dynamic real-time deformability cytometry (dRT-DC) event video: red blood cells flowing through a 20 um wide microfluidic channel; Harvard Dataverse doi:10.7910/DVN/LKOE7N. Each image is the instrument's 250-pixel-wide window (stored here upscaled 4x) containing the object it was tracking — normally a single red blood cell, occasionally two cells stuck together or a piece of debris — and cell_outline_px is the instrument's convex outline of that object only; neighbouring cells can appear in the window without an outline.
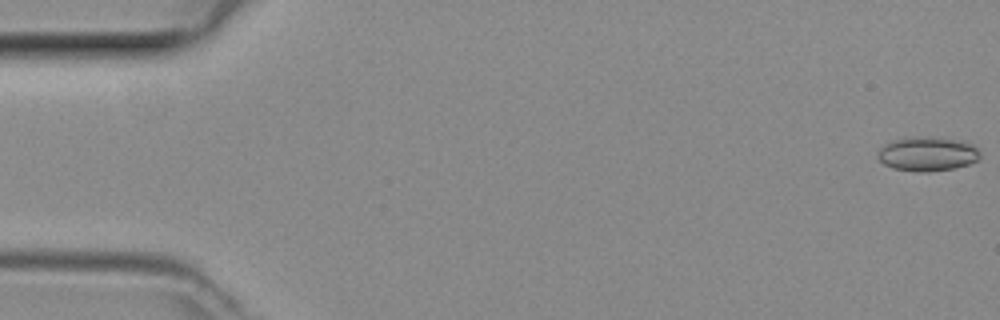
{"species": "common noctule bat (a hibernating species)", "species_latin": "Nyctalus noctula", "temperature_condition": "room temperature", "stored_images_in_passage": 48, "camera_frame_rate_fps": 3000, "um_per_image_px": 0.085, "animal": {"sex": "female", "body_mass_g": 29.2, "forearm_length_mm": 56.3}, "frame": {"image": 1, "passage_image": 1, "time_ms": 0.0, "image_size_px": [1000, 320], "cell_outline_px": [[980, 156], [976, 160], [968, 164], [952, 168], [924, 172], [920, 172], [892, 168], [884, 164], [876, 156], [880, 148], [884, 144], [892, 140], [920, 136], [960, 140], [972, 144], [980, 152]], "centroid_in_image_um": [78.8, 13.08], "position_along_channel_um": 6.2, "area_um2": 20.23}}
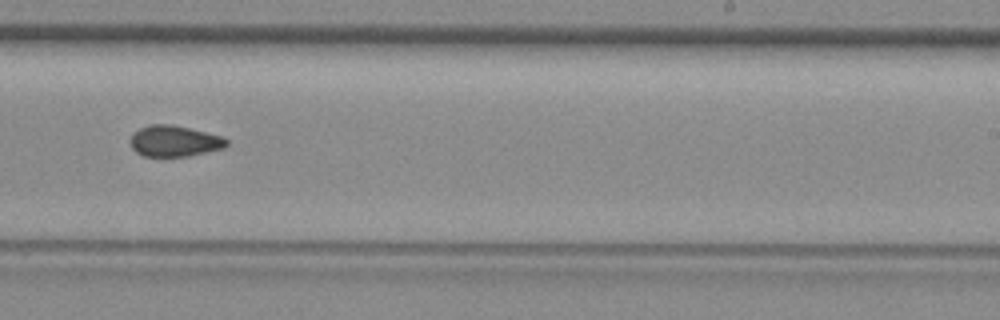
{"frame": {"image": 2, "passage_image": 30, "time_ms": 9.667, "image_size_px": [1000, 320], "cell_outline_px": [[228, 144], [224, 148], [188, 156], [144, 156], [136, 152], [132, 148], [128, 140], [132, 132], [140, 128], [152, 124], [168, 124], [188, 128], [224, 136], [228, 140]], "centroid_in_image_um": [14.8, 11.99], "position_along_channel_um": 274.2, "area_um2": 17.51}}
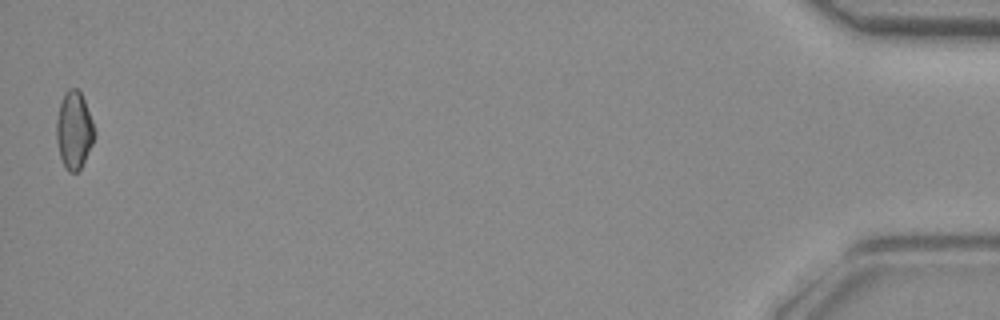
{"frame": {"image": 3, "passage_image": 48, "time_ms": 15.667, "image_size_px": [1000, 320], "cell_outline_px": [[96, 132], [92, 144], [80, 168], [76, 172], [68, 172], [64, 168], [60, 156], [56, 140], [56, 120], [60, 104], [64, 92], [68, 88], [76, 88], [80, 92], [84, 100], [92, 120]], "centroid_in_image_um": [6.28, 11.06], "position_along_channel_um": 428.9, "area_um2": 17.11}}